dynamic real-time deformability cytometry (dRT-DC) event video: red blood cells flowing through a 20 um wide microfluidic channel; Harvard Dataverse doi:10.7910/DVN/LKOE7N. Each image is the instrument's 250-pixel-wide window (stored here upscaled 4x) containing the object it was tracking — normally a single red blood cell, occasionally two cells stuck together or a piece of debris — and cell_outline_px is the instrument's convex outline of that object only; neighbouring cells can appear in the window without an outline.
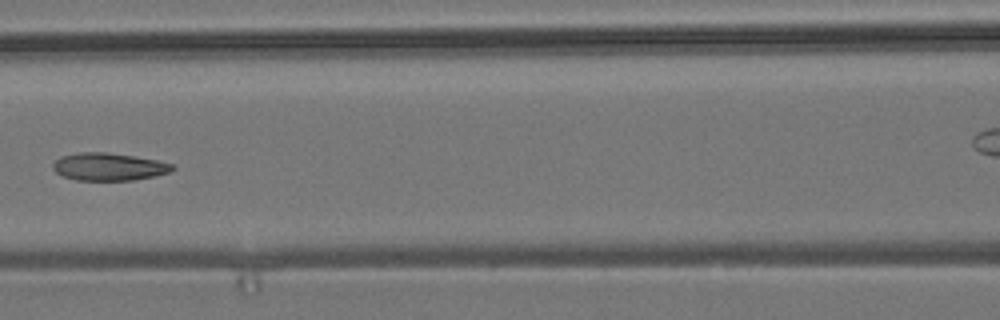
{"species": "common noctule bat (a hibernating species)", "species_latin": "Nyctalus noctula", "temperature_condition": "room temperature", "stored_images_in_passage": 8, "segment_of_instrument_passage": [1, 2], "camera_frame_rate_fps": 3000, "um_per_image_px": 0.085, "animal": {"sex": "male", "body_mass_g": 19.2, "forearm_length_mm": 51.8}, "frame": {"image": 1, "passage_image": 6, "time_ms": 1.667, "image_size_px": [1000, 320], "cell_outline_px": [[176, 168], [168, 172], [156, 176], [132, 180], [76, 180], [64, 176], [56, 172], [52, 168], [52, 164], [60, 156], [76, 152], [108, 152], [156, 160], [172, 164]], "centroid_in_image_um": [9.22, 14.17], "position_along_channel_um": 157.4, "area_um2": 19.19}}
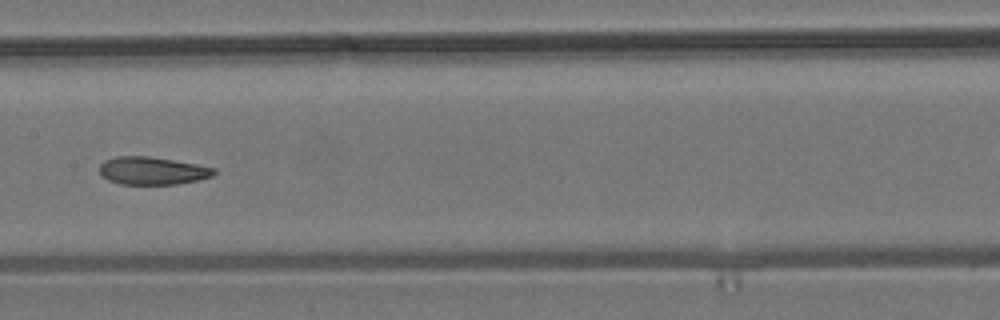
{"frame": {"image": 2, "passage_image": 7, "time_ms": 2.0, "image_size_px": [1000, 320], "cell_outline_px": [[216, 172], [212, 176], [200, 180], [176, 184], [120, 184], [108, 180], [100, 176], [100, 164], [104, 160], [116, 156], [148, 156], [196, 164], [216, 168]], "centroid_in_image_um": [12.93, 14.51], "position_along_channel_um": 194.5, "area_um2": 18.61}}